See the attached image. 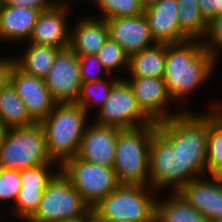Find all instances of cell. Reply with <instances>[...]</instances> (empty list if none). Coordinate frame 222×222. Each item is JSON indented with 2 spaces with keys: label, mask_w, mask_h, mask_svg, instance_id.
I'll use <instances>...</instances> for the list:
<instances>
[{
  "label": "cell",
  "mask_w": 222,
  "mask_h": 222,
  "mask_svg": "<svg viewBox=\"0 0 222 222\" xmlns=\"http://www.w3.org/2000/svg\"><path fill=\"white\" fill-rule=\"evenodd\" d=\"M40 11L0 2V41L27 43ZM23 40V41H22Z\"/></svg>",
  "instance_id": "obj_20"
},
{
  "label": "cell",
  "mask_w": 222,
  "mask_h": 222,
  "mask_svg": "<svg viewBox=\"0 0 222 222\" xmlns=\"http://www.w3.org/2000/svg\"><path fill=\"white\" fill-rule=\"evenodd\" d=\"M88 14L77 18L75 27L71 29L69 48L77 56L96 55L109 37L104 19Z\"/></svg>",
  "instance_id": "obj_19"
},
{
  "label": "cell",
  "mask_w": 222,
  "mask_h": 222,
  "mask_svg": "<svg viewBox=\"0 0 222 222\" xmlns=\"http://www.w3.org/2000/svg\"><path fill=\"white\" fill-rule=\"evenodd\" d=\"M216 65L217 58L205 49L200 40L166 44L163 79L171 100L176 101L174 104L182 103L185 98L187 100L193 91L206 84L213 77Z\"/></svg>",
  "instance_id": "obj_1"
},
{
  "label": "cell",
  "mask_w": 222,
  "mask_h": 222,
  "mask_svg": "<svg viewBox=\"0 0 222 222\" xmlns=\"http://www.w3.org/2000/svg\"><path fill=\"white\" fill-rule=\"evenodd\" d=\"M201 16L206 22L218 15L220 0H197Z\"/></svg>",
  "instance_id": "obj_36"
},
{
  "label": "cell",
  "mask_w": 222,
  "mask_h": 222,
  "mask_svg": "<svg viewBox=\"0 0 222 222\" xmlns=\"http://www.w3.org/2000/svg\"><path fill=\"white\" fill-rule=\"evenodd\" d=\"M45 189L21 187L10 208L12 217H19L20 221L26 222L36 212Z\"/></svg>",
  "instance_id": "obj_29"
},
{
  "label": "cell",
  "mask_w": 222,
  "mask_h": 222,
  "mask_svg": "<svg viewBox=\"0 0 222 222\" xmlns=\"http://www.w3.org/2000/svg\"><path fill=\"white\" fill-rule=\"evenodd\" d=\"M151 38L156 44H175L190 40L180 28L177 0H159L144 8Z\"/></svg>",
  "instance_id": "obj_15"
},
{
  "label": "cell",
  "mask_w": 222,
  "mask_h": 222,
  "mask_svg": "<svg viewBox=\"0 0 222 222\" xmlns=\"http://www.w3.org/2000/svg\"><path fill=\"white\" fill-rule=\"evenodd\" d=\"M92 122V123H91ZM87 124L81 138L77 157L83 161L113 167L115 143L119 129L99 125L93 120Z\"/></svg>",
  "instance_id": "obj_18"
},
{
  "label": "cell",
  "mask_w": 222,
  "mask_h": 222,
  "mask_svg": "<svg viewBox=\"0 0 222 222\" xmlns=\"http://www.w3.org/2000/svg\"><path fill=\"white\" fill-rule=\"evenodd\" d=\"M178 193L210 222L222 217V176L199 177Z\"/></svg>",
  "instance_id": "obj_16"
},
{
  "label": "cell",
  "mask_w": 222,
  "mask_h": 222,
  "mask_svg": "<svg viewBox=\"0 0 222 222\" xmlns=\"http://www.w3.org/2000/svg\"><path fill=\"white\" fill-rule=\"evenodd\" d=\"M204 113L183 112L157 123V131L199 177L206 176L207 110Z\"/></svg>",
  "instance_id": "obj_2"
},
{
  "label": "cell",
  "mask_w": 222,
  "mask_h": 222,
  "mask_svg": "<svg viewBox=\"0 0 222 222\" xmlns=\"http://www.w3.org/2000/svg\"><path fill=\"white\" fill-rule=\"evenodd\" d=\"M55 167L56 168L59 167L57 171L54 169ZM59 171H60L59 164H44L41 166L27 168L23 171H20L21 187L47 188L49 182Z\"/></svg>",
  "instance_id": "obj_31"
},
{
  "label": "cell",
  "mask_w": 222,
  "mask_h": 222,
  "mask_svg": "<svg viewBox=\"0 0 222 222\" xmlns=\"http://www.w3.org/2000/svg\"><path fill=\"white\" fill-rule=\"evenodd\" d=\"M166 61V44H155L129 57V77L163 78Z\"/></svg>",
  "instance_id": "obj_22"
},
{
  "label": "cell",
  "mask_w": 222,
  "mask_h": 222,
  "mask_svg": "<svg viewBox=\"0 0 222 222\" xmlns=\"http://www.w3.org/2000/svg\"><path fill=\"white\" fill-rule=\"evenodd\" d=\"M199 176L186 166L173 146L158 132L153 134L149 149V186L157 192L172 189L179 192ZM170 186V187H169Z\"/></svg>",
  "instance_id": "obj_7"
},
{
  "label": "cell",
  "mask_w": 222,
  "mask_h": 222,
  "mask_svg": "<svg viewBox=\"0 0 222 222\" xmlns=\"http://www.w3.org/2000/svg\"><path fill=\"white\" fill-rule=\"evenodd\" d=\"M125 80L132 88L142 112L154 123L167 121L183 112H192L187 106L184 107L186 100L183 102L184 105L181 104L179 110L177 109L174 114L170 112V108L167 109L174 102L168 94L163 78L127 77Z\"/></svg>",
  "instance_id": "obj_11"
},
{
  "label": "cell",
  "mask_w": 222,
  "mask_h": 222,
  "mask_svg": "<svg viewBox=\"0 0 222 222\" xmlns=\"http://www.w3.org/2000/svg\"><path fill=\"white\" fill-rule=\"evenodd\" d=\"M201 43L209 53L220 59L218 53H222V14L216 15L207 22Z\"/></svg>",
  "instance_id": "obj_32"
},
{
  "label": "cell",
  "mask_w": 222,
  "mask_h": 222,
  "mask_svg": "<svg viewBox=\"0 0 222 222\" xmlns=\"http://www.w3.org/2000/svg\"><path fill=\"white\" fill-rule=\"evenodd\" d=\"M7 130H8V128L5 126L4 122L2 121V119L0 117V145L3 142L4 136H5Z\"/></svg>",
  "instance_id": "obj_39"
},
{
  "label": "cell",
  "mask_w": 222,
  "mask_h": 222,
  "mask_svg": "<svg viewBox=\"0 0 222 222\" xmlns=\"http://www.w3.org/2000/svg\"><path fill=\"white\" fill-rule=\"evenodd\" d=\"M222 14V0L219 2V7H218V15Z\"/></svg>",
  "instance_id": "obj_42"
},
{
  "label": "cell",
  "mask_w": 222,
  "mask_h": 222,
  "mask_svg": "<svg viewBox=\"0 0 222 222\" xmlns=\"http://www.w3.org/2000/svg\"><path fill=\"white\" fill-rule=\"evenodd\" d=\"M78 60L82 82L101 81L111 76L96 55L78 56Z\"/></svg>",
  "instance_id": "obj_33"
},
{
  "label": "cell",
  "mask_w": 222,
  "mask_h": 222,
  "mask_svg": "<svg viewBox=\"0 0 222 222\" xmlns=\"http://www.w3.org/2000/svg\"><path fill=\"white\" fill-rule=\"evenodd\" d=\"M207 111L206 176H222V106L211 102Z\"/></svg>",
  "instance_id": "obj_21"
},
{
  "label": "cell",
  "mask_w": 222,
  "mask_h": 222,
  "mask_svg": "<svg viewBox=\"0 0 222 222\" xmlns=\"http://www.w3.org/2000/svg\"><path fill=\"white\" fill-rule=\"evenodd\" d=\"M212 222H222V217H221V218H218V219H215V220H213Z\"/></svg>",
  "instance_id": "obj_44"
},
{
  "label": "cell",
  "mask_w": 222,
  "mask_h": 222,
  "mask_svg": "<svg viewBox=\"0 0 222 222\" xmlns=\"http://www.w3.org/2000/svg\"><path fill=\"white\" fill-rule=\"evenodd\" d=\"M157 123L119 129L113 169L120 185L149 186V149Z\"/></svg>",
  "instance_id": "obj_4"
},
{
  "label": "cell",
  "mask_w": 222,
  "mask_h": 222,
  "mask_svg": "<svg viewBox=\"0 0 222 222\" xmlns=\"http://www.w3.org/2000/svg\"><path fill=\"white\" fill-rule=\"evenodd\" d=\"M64 222H87V212L78 218L66 220Z\"/></svg>",
  "instance_id": "obj_40"
},
{
  "label": "cell",
  "mask_w": 222,
  "mask_h": 222,
  "mask_svg": "<svg viewBox=\"0 0 222 222\" xmlns=\"http://www.w3.org/2000/svg\"><path fill=\"white\" fill-rule=\"evenodd\" d=\"M158 195L150 186L119 185L95 205L93 211L105 222L125 219L133 222H155Z\"/></svg>",
  "instance_id": "obj_5"
},
{
  "label": "cell",
  "mask_w": 222,
  "mask_h": 222,
  "mask_svg": "<svg viewBox=\"0 0 222 222\" xmlns=\"http://www.w3.org/2000/svg\"><path fill=\"white\" fill-rule=\"evenodd\" d=\"M20 182V171L0 168V202H14L21 189Z\"/></svg>",
  "instance_id": "obj_34"
},
{
  "label": "cell",
  "mask_w": 222,
  "mask_h": 222,
  "mask_svg": "<svg viewBox=\"0 0 222 222\" xmlns=\"http://www.w3.org/2000/svg\"><path fill=\"white\" fill-rule=\"evenodd\" d=\"M89 209L60 170L44 190L36 212L26 222H64L84 215Z\"/></svg>",
  "instance_id": "obj_8"
},
{
  "label": "cell",
  "mask_w": 222,
  "mask_h": 222,
  "mask_svg": "<svg viewBox=\"0 0 222 222\" xmlns=\"http://www.w3.org/2000/svg\"><path fill=\"white\" fill-rule=\"evenodd\" d=\"M60 1H61V2H66V1H67V2H71V1H73V2H74V1H77V0H60Z\"/></svg>",
  "instance_id": "obj_45"
},
{
  "label": "cell",
  "mask_w": 222,
  "mask_h": 222,
  "mask_svg": "<svg viewBox=\"0 0 222 222\" xmlns=\"http://www.w3.org/2000/svg\"><path fill=\"white\" fill-rule=\"evenodd\" d=\"M178 19L181 31L190 40H200L204 37L207 22L201 16L197 0H177Z\"/></svg>",
  "instance_id": "obj_26"
},
{
  "label": "cell",
  "mask_w": 222,
  "mask_h": 222,
  "mask_svg": "<svg viewBox=\"0 0 222 222\" xmlns=\"http://www.w3.org/2000/svg\"><path fill=\"white\" fill-rule=\"evenodd\" d=\"M5 5L34 8L40 12L55 8L60 0H4Z\"/></svg>",
  "instance_id": "obj_35"
},
{
  "label": "cell",
  "mask_w": 222,
  "mask_h": 222,
  "mask_svg": "<svg viewBox=\"0 0 222 222\" xmlns=\"http://www.w3.org/2000/svg\"><path fill=\"white\" fill-rule=\"evenodd\" d=\"M87 222H105L101 220L93 211V208H90L87 211Z\"/></svg>",
  "instance_id": "obj_38"
},
{
  "label": "cell",
  "mask_w": 222,
  "mask_h": 222,
  "mask_svg": "<svg viewBox=\"0 0 222 222\" xmlns=\"http://www.w3.org/2000/svg\"><path fill=\"white\" fill-rule=\"evenodd\" d=\"M14 62L13 57H8V58H0V89L6 84L8 81V75L10 68Z\"/></svg>",
  "instance_id": "obj_37"
},
{
  "label": "cell",
  "mask_w": 222,
  "mask_h": 222,
  "mask_svg": "<svg viewBox=\"0 0 222 222\" xmlns=\"http://www.w3.org/2000/svg\"><path fill=\"white\" fill-rule=\"evenodd\" d=\"M107 79L96 82H82L76 104L80 105L88 115H90L91 111L89 109L92 110V107H98L95 110L96 112L102 107L109 96L113 84L119 78L111 75Z\"/></svg>",
  "instance_id": "obj_27"
},
{
  "label": "cell",
  "mask_w": 222,
  "mask_h": 222,
  "mask_svg": "<svg viewBox=\"0 0 222 222\" xmlns=\"http://www.w3.org/2000/svg\"><path fill=\"white\" fill-rule=\"evenodd\" d=\"M91 120L120 130L153 123L138 106L133 90L125 79H118L113 84L108 98Z\"/></svg>",
  "instance_id": "obj_10"
},
{
  "label": "cell",
  "mask_w": 222,
  "mask_h": 222,
  "mask_svg": "<svg viewBox=\"0 0 222 222\" xmlns=\"http://www.w3.org/2000/svg\"><path fill=\"white\" fill-rule=\"evenodd\" d=\"M101 19L130 17L144 13V7L138 0H93Z\"/></svg>",
  "instance_id": "obj_30"
},
{
  "label": "cell",
  "mask_w": 222,
  "mask_h": 222,
  "mask_svg": "<svg viewBox=\"0 0 222 222\" xmlns=\"http://www.w3.org/2000/svg\"><path fill=\"white\" fill-rule=\"evenodd\" d=\"M155 222L210 221L193 208L178 192H171V194L164 196V198L157 197Z\"/></svg>",
  "instance_id": "obj_23"
},
{
  "label": "cell",
  "mask_w": 222,
  "mask_h": 222,
  "mask_svg": "<svg viewBox=\"0 0 222 222\" xmlns=\"http://www.w3.org/2000/svg\"><path fill=\"white\" fill-rule=\"evenodd\" d=\"M44 81L57 103H76L82 85L78 56L61 49Z\"/></svg>",
  "instance_id": "obj_12"
},
{
  "label": "cell",
  "mask_w": 222,
  "mask_h": 222,
  "mask_svg": "<svg viewBox=\"0 0 222 222\" xmlns=\"http://www.w3.org/2000/svg\"><path fill=\"white\" fill-rule=\"evenodd\" d=\"M96 56L110 75L118 77L119 79L125 78V76H119L121 72L119 69H126L125 72L128 71L129 56L118 43L108 37ZM114 72H118L119 74H115Z\"/></svg>",
  "instance_id": "obj_28"
},
{
  "label": "cell",
  "mask_w": 222,
  "mask_h": 222,
  "mask_svg": "<svg viewBox=\"0 0 222 222\" xmlns=\"http://www.w3.org/2000/svg\"><path fill=\"white\" fill-rule=\"evenodd\" d=\"M108 35L130 57L143 49L154 46L147 19L143 14L130 17H114L105 20Z\"/></svg>",
  "instance_id": "obj_17"
},
{
  "label": "cell",
  "mask_w": 222,
  "mask_h": 222,
  "mask_svg": "<svg viewBox=\"0 0 222 222\" xmlns=\"http://www.w3.org/2000/svg\"><path fill=\"white\" fill-rule=\"evenodd\" d=\"M26 46L21 57L13 56L14 63L25 73L44 79L61 49L32 43Z\"/></svg>",
  "instance_id": "obj_24"
},
{
  "label": "cell",
  "mask_w": 222,
  "mask_h": 222,
  "mask_svg": "<svg viewBox=\"0 0 222 222\" xmlns=\"http://www.w3.org/2000/svg\"><path fill=\"white\" fill-rule=\"evenodd\" d=\"M44 164H58L48 154L40 123L6 131L0 145V168L23 171Z\"/></svg>",
  "instance_id": "obj_6"
},
{
  "label": "cell",
  "mask_w": 222,
  "mask_h": 222,
  "mask_svg": "<svg viewBox=\"0 0 222 222\" xmlns=\"http://www.w3.org/2000/svg\"><path fill=\"white\" fill-rule=\"evenodd\" d=\"M76 103H57L40 122L43 127L48 154L60 166L78 155L81 138L90 118Z\"/></svg>",
  "instance_id": "obj_3"
},
{
  "label": "cell",
  "mask_w": 222,
  "mask_h": 222,
  "mask_svg": "<svg viewBox=\"0 0 222 222\" xmlns=\"http://www.w3.org/2000/svg\"><path fill=\"white\" fill-rule=\"evenodd\" d=\"M138 1L144 8H146V7L156 3L159 0H138Z\"/></svg>",
  "instance_id": "obj_41"
},
{
  "label": "cell",
  "mask_w": 222,
  "mask_h": 222,
  "mask_svg": "<svg viewBox=\"0 0 222 222\" xmlns=\"http://www.w3.org/2000/svg\"><path fill=\"white\" fill-rule=\"evenodd\" d=\"M69 4L61 2L53 9L40 12L27 42L59 49L68 48L71 33L68 25Z\"/></svg>",
  "instance_id": "obj_14"
},
{
  "label": "cell",
  "mask_w": 222,
  "mask_h": 222,
  "mask_svg": "<svg viewBox=\"0 0 222 222\" xmlns=\"http://www.w3.org/2000/svg\"><path fill=\"white\" fill-rule=\"evenodd\" d=\"M0 117L8 129L35 124L13 85L7 81L0 89Z\"/></svg>",
  "instance_id": "obj_25"
},
{
  "label": "cell",
  "mask_w": 222,
  "mask_h": 222,
  "mask_svg": "<svg viewBox=\"0 0 222 222\" xmlns=\"http://www.w3.org/2000/svg\"><path fill=\"white\" fill-rule=\"evenodd\" d=\"M113 222H133V221H130L128 219H125V220H118V221H113Z\"/></svg>",
  "instance_id": "obj_43"
},
{
  "label": "cell",
  "mask_w": 222,
  "mask_h": 222,
  "mask_svg": "<svg viewBox=\"0 0 222 222\" xmlns=\"http://www.w3.org/2000/svg\"><path fill=\"white\" fill-rule=\"evenodd\" d=\"M60 170L90 208L120 185L113 167L86 162L77 156L66 160Z\"/></svg>",
  "instance_id": "obj_9"
},
{
  "label": "cell",
  "mask_w": 222,
  "mask_h": 222,
  "mask_svg": "<svg viewBox=\"0 0 222 222\" xmlns=\"http://www.w3.org/2000/svg\"><path fill=\"white\" fill-rule=\"evenodd\" d=\"M8 81L36 123L44 120L57 104L43 78L25 73L14 62L9 71Z\"/></svg>",
  "instance_id": "obj_13"
}]
</instances>
